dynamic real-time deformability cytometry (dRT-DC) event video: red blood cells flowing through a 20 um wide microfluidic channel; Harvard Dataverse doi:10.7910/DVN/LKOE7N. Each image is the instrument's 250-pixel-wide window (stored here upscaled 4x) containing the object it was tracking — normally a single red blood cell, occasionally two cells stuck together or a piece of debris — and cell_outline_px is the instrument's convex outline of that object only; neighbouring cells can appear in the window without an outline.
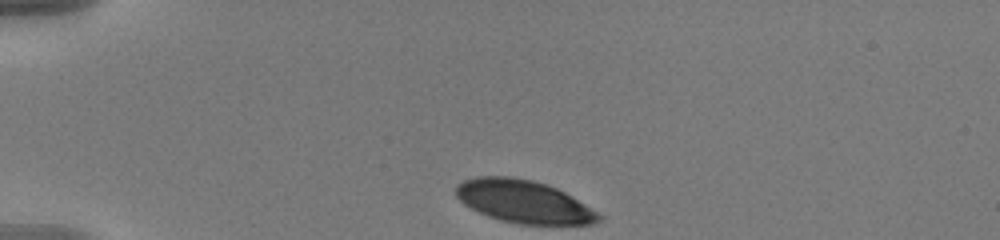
{"species": "human", "species_latin": "Homo sapiens", "temperature_condition": "warm", "stored_images_in_passage": 38, "camera_frame_rate_fps": 3000, "um_per_image_px": 0.085, "donor": {"sex": "male"}, "frame": {"image": 1, "passage_image": 1, "time_ms": 0.0, "image_size_px": [1000, 240], "cell_outline_px": [[604, 220], [592, 224], [516, 224], [500, 220], [488, 216], [464, 204], [456, 196], [456, 184], [464, 180], [476, 176], [508, 176], [532, 180], [556, 188], [572, 196], [604, 216]], "centroid_in_image_um": [44.53, 17.14], "position_along_channel_um": 40.5, "area_um2": 35.55}}
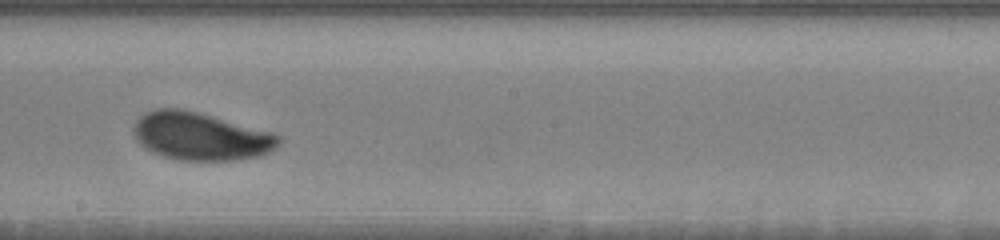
{"frame": {"image": 2, "passage_image": 21, "time_ms": 6.667, "image_size_px": [1000, 240], "cell_outline_px": [[280, 144], [276, 148], [260, 156], [236, 160], [180, 160], [164, 156], [152, 152], [140, 144], [136, 140], [132, 128], [136, 120], [144, 112], [156, 108], [180, 108], [196, 112], [272, 132], [280, 136]], "centroid_in_image_um": [17.03, 11.58], "position_along_channel_um": 231.2, "area_um2": 40.34}}
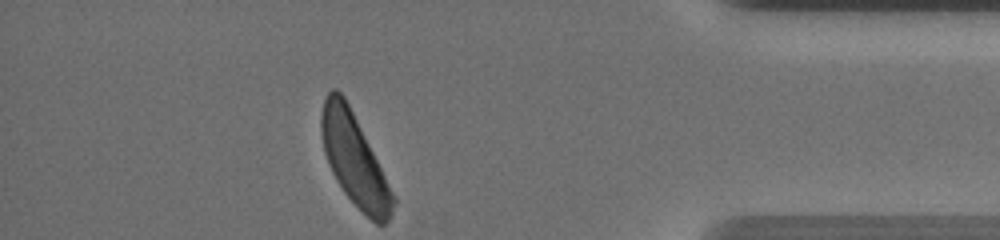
{"frame": {"image": 3, "passage_image": 38, "time_ms": 12.333, "image_size_px": [1000, 240], "cell_outline_px": [[396, 204], [388, 220], [384, 224], [376, 224], [344, 192], [336, 180], [328, 164], [324, 152], [320, 132], [320, 116], [324, 100], [328, 92], [332, 88], [336, 88], [344, 96], [396, 200]], "centroid_in_image_um": [30.08, 13.56], "position_along_channel_um": 405.1, "area_um2": 37.11}, "authors_computed_cell_mechanics": {"area_um2": 39.5063, "velocity_mm_per_s": 3.5988, "shape_relaxation_time_tau1_ms": 2.0518, "shape_relaxation_time_tau2_ms": null, "deformation_change_tau1": 0.1066, "deformation_change_tau2": null}}